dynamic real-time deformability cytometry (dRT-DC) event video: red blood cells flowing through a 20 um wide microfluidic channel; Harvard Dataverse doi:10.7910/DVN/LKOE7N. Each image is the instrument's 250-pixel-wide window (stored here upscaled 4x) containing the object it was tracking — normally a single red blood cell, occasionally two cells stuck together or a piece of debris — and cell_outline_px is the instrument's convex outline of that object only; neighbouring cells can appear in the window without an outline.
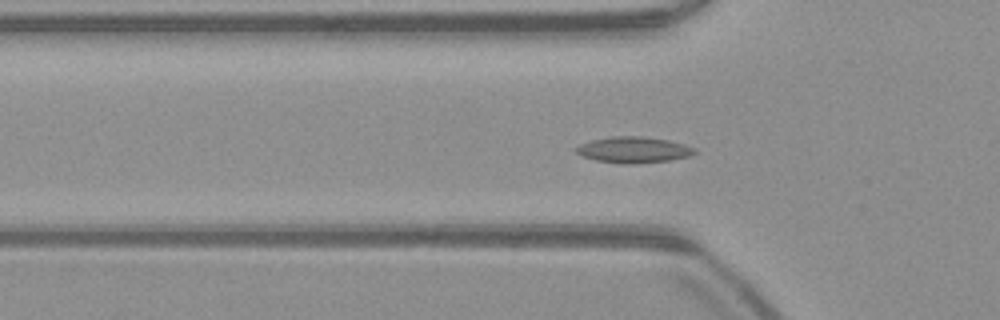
{"species": "common noctule bat (a hibernating species)", "species_latin": "Nyctalus noctula", "temperature_condition": "warm", "stored_images_in_passage": 53, "camera_frame_rate_fps": 3000, "um_per_image_px": 0.085, "animal": {"sex": "male", "body_mass_g": 23.1, "forearm_length_mm": 52.7}, "frame": {"image": 1, "passage_image": 16, "time_ms": 5.0, "image_size_px": [1000, 320], "cell_outline_px": [[696, 152], [688, 156], [668, 160], [628, 164], [624, 164], [596, 160], [580, 156], [572, 148], [580, 144], [592, 140], [612, 136], [640, 136], [668, 140], [684, 144], [696, 148]], "centroid_in_image_um": [53.8, 12.73], "position_along_channel_um": 72.0, "area_um2": 17.92}}
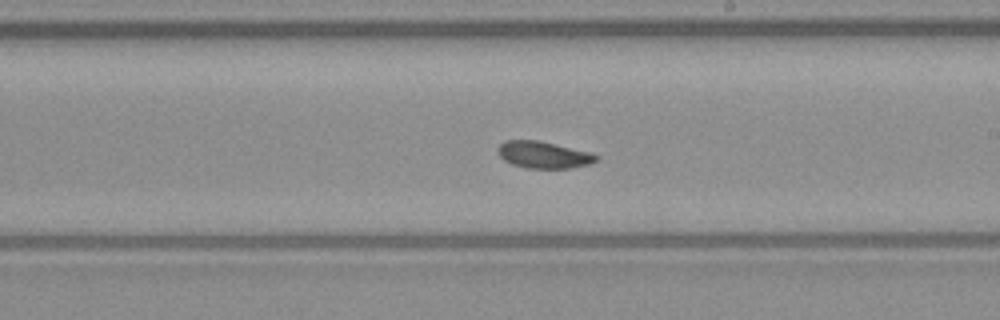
{"frame": {"image": 2, "passage_image": 29, "time_ms": 9.333, "image_size_px": [1000, 320], "cell_outline_px": [[600, 160], [588, 164], [568, 168], [528, 168], [512, 164], [504, 160], [500, 156], [496, 148], [504, 140], [540, 140], [592, 152], [600, 156]], "centroid_in_image_um": [46.23, 13.14], "position_along_channel_um": 242.8, "area_um2": 15.61}}
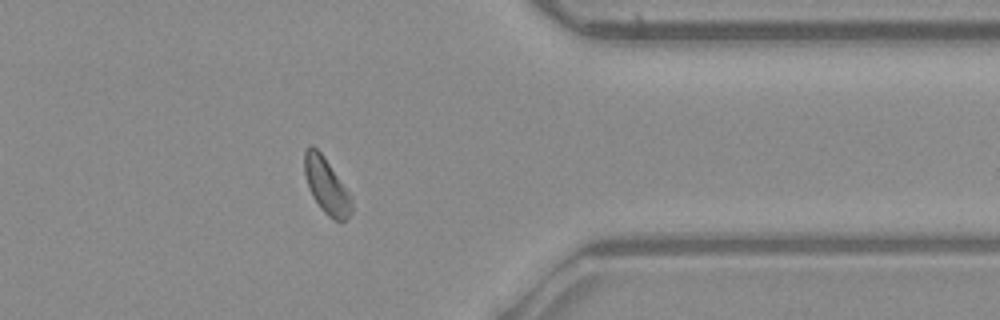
{"frame": {"image": 3, "passage_image": 41, "time_ms": 13.333, "image_size_px": [1000, 320], "cell_outline_px": [[352, 212], [344, 220], [336, 220], [328, 216], [320, 208], [312, 196], [308, 188], [304, 172], [304, 152], [308, 144], [312, 144], [324, 156], [348, 192], [352, 200]], "centroid_in_image_um": [27.71, 15.76], "position_along_channel_um": 383.7, "area_um2": 15.2}, "authors_computed_cell_mechanics": {"area_um2": 15.9528, "velocity_mm_per_s": 3.9308, "shape_relaxation_time_tau1_ms": null, "shape_relaxation_time_tau2_ms": 8.9334, "deformation_change_tau1": null, "deformation_change_tau2": 0.1351}}